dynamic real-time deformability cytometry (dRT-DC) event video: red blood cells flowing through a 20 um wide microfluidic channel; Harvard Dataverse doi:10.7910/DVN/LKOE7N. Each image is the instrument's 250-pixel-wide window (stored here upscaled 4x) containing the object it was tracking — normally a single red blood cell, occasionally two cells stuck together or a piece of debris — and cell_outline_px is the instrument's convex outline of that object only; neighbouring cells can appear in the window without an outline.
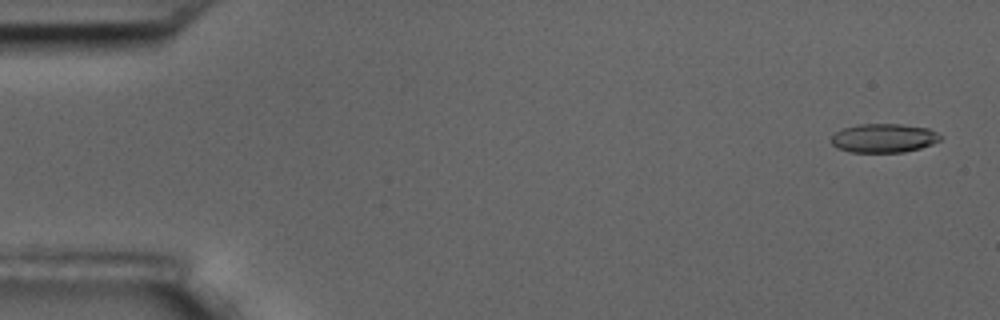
{"species": "common noctule bat (a hibernating species)", "species_latin": "Nyctalus noctula", "temperature_condition": "room temperature", "stored_images_in_passage": 5, "camera_frame_rate_fps": 3000, "um_per_image_px": 0.085, "animal": {"sex": "male", "body_mass_g": 17.5, "forearm_length_mm": 52.3}, "frame": {"image": 1, "passage_image": 1, "time_ms": 0.0, "image_size_px": [1000, 320], "cell_outline_px": [[940, 140], [932, 144], [920, 148], [904, 152], [848, 152], [836, 148], [832, 144], [832, 136], [836, 132], [844, 128], [856, 124], [900, 124], [928, 128], [936, 132], [940, 136]], "centroid_in_image_um": [75.09, 11.74], "position_along_channel_um": 9.9, "area_um2": 18.32}}
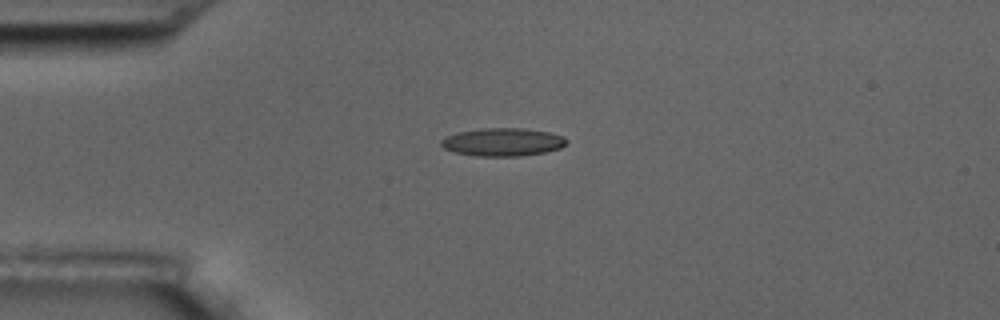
{"frame": {"image": 2, "passage_image": 4, "time_ms": 4.0, "image_size_px": [1000, 320], "cell_outline_px": [[568, 144], [560, 148], [544, 152], [520, 156], [476, 156], [452, 152], [444, 148], [440, 144], [440, 140], [444, 136], [456, 132], [480, 128], [520, 128], [548, 132], [564, 136], [568, 140]], "centroid_in_image_um": [42.69, 12.07], "position_along_channel_um": 42.3, "area_um2": 20.75}}